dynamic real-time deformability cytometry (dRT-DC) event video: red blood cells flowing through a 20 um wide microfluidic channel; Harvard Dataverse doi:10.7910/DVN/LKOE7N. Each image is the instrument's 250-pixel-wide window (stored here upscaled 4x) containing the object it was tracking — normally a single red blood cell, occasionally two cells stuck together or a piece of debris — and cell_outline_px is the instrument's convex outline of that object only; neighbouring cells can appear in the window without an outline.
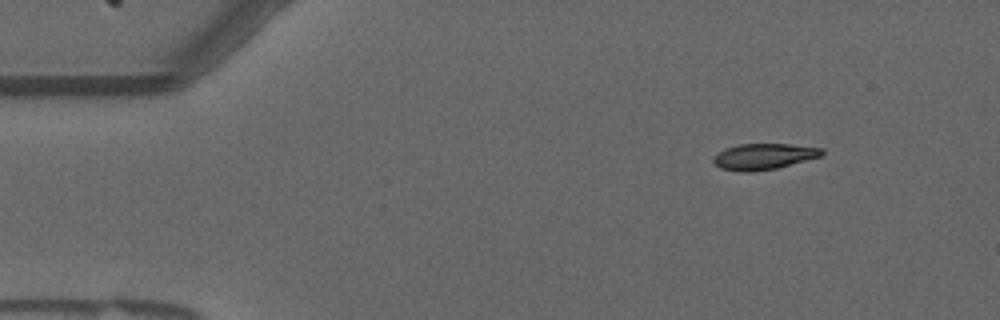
{"species": "common noctule bat (a hibernating species)", "species_latin": "Nyctalus noctula", "temperature_condition": "warm", "stored_images_in_passage": 50, "camera_frame_rate_fps": 3000, "um_per_image_px": 0.085, "animal": {"sex": "male", "forearm_length_mm": 52.5}, "frame": {"image": 1, "passage_image": 1, "time_ms": 0.0, "image_size_px": [1000, 320], "cell_outline_px": [[824, 152], [820, 156], [776, 168], [752, 172], [740, 172], [720, 168], [712, 160], [724, 148], [740, 144], [792, 144], [824, 148]], "centroid_in_image_um": [64.92, 13.3], "position_along_channel_um": 20.1, "area_um2": 16.3}}
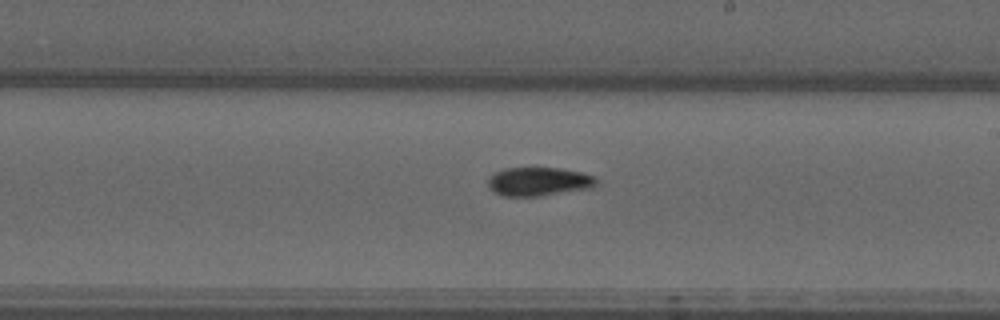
{"frame": {"image": 2, "passage_image": 26, "time_ms": 8.333, "image_size_px": [1000, 320], "cell_outline_px": [[596, 184], [592, 188], [540, 196], [504, 196], [488, 188], [488, 180], [496, 172], [504, 168], [560, 168], [580, 172], [596, 176]], "centroid_in_image_um": [45.81, 15.43], "position_along_channel_um": 243.2, "area_um2": 18.03}}
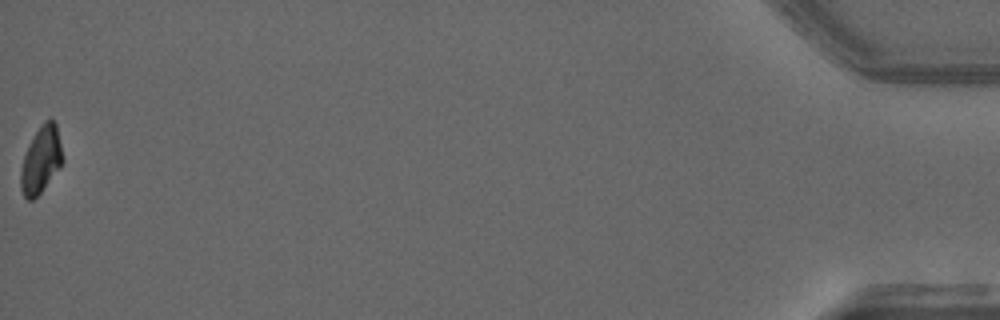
{"frame": {"image": 3, "passage_image": 50, "time_ms": 16.333, "image_size_px": [1000, 320], "cell_outline_px": [[64, 160], [60, 168], [40, 192], [32, 200], [28, 200], [24, 196], [20, 188], [20, 172], [24, 156], [28, 144], [44, 120], [48, 116], [56, 124]], "centroid_in_image_um": [3.49, 13.57], "position_along_channel_um": 431.7, "area_um2": 16.24}, "authors_computed_cell_mechanics": {"area_um2": 17.6001, "velocity_mm_per_s": 3.676, "shape_relaxation_time_tau1_ms": 7.2667, "shape_relaxation_time_tau2_ms": 7.7044, "deformation_change_tau1": 0.1959, "deformation_change_tau2": 0.0935}}